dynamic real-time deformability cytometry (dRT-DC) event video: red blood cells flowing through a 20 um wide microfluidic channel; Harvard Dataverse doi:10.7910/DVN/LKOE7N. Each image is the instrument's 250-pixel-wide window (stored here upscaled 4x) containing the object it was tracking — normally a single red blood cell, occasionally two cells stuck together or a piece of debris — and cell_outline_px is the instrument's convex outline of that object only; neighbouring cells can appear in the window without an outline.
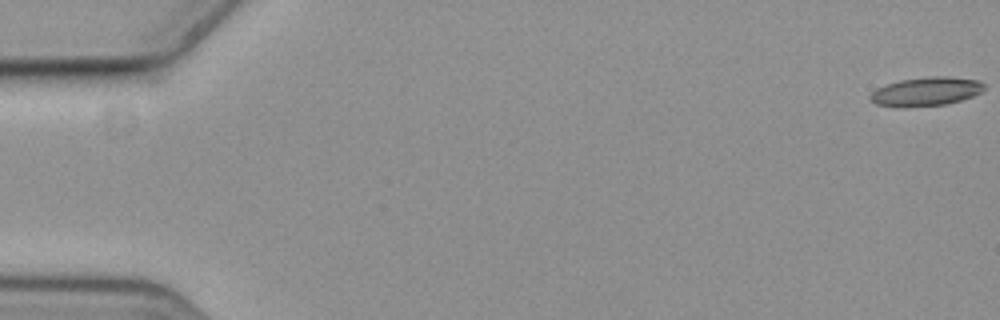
{"species": "common noctule bat (a hibernating species)", "species_latin": "Nyctalus noctula", "temperature_condition": "cold", "stored_images_in_passage": 11, "camera_frame_rate_fps": 3000, "um_per_image_px": 0.085, "animal": {"sex": "female", "body_mass_g": 19.3, "forearm_length_mm": 54.1}, "frame": {"image": 1, "passage_image": 1, "time_ms": 0.0, "image_size_px": [1000, 320], "cell_outline_px": [[984, 88], [980, 92], [972, 96], [948, 104], [900, 108], [876, 104], [868, 100], [868, 96], [876, 88], [900, 80], [928, 76], [948, 76], [980, 80], [984, 84]], "centroid_in_image_um": [78.68, 7.78], "position_along_channel_um": 6.3, "area_um2": 19.36}}